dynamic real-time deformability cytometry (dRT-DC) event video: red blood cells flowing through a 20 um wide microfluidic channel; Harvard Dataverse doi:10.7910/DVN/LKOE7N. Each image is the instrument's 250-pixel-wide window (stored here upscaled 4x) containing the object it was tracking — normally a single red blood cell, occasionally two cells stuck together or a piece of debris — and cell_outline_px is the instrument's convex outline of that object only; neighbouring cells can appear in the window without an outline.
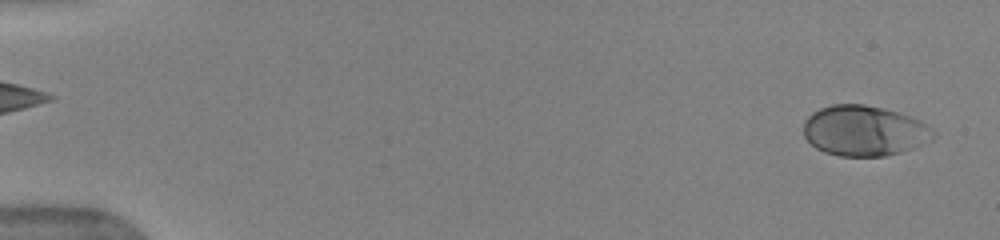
{"species": "human", "species_latin": "Homo sapiens", "temperature_condition": "warm", "stored_images_in_passage": 52, "camera_frame_rate_fps": 3000, "um_per_image_px": 0.085, "donor": {"sex": "female"}, "frame": {"image": 1, "passage_image": 3, "time_ms": 0.667, "image_size_px": [1000, 240], "cell_outline_px": [[936, 136], [932, 140], [912, 148], [900, 152], [884, 156], [840, 156], [824, 152], [816, 148], [804, 136], [804, 120], [812, 112], [820, 108], [832, 104], [864, 104], [884, 108], [920, 120], [932, 128], [936, 132]], "centroid_in_image_um": [73.46, 11.11], "position_along_channel_um": 11.5, "area_um2": 38.21}}
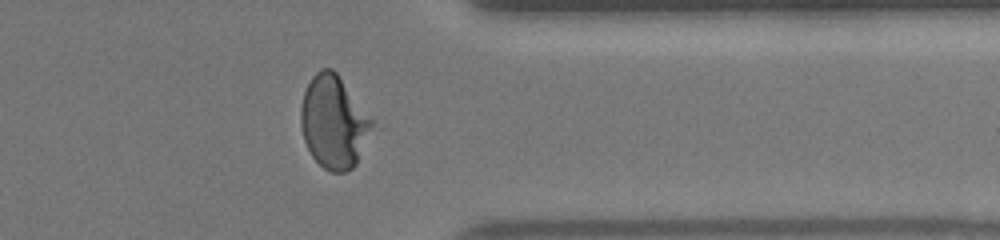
{"frame": {"image": 2, "passage_image": 43, "time_ms": 14.0, "image_size_px": [1000, 240], "cell_outline_px": [[372, 124], [356, 164], [352, 168], [344, 172], [332, 172], [324, 168], [312, 156], [304, 140], [300, 124], [300, 108], [304, 92], [312, 76], [320, 68], [332, 68], [336, 72], [372, 120]], "centroid_in_image_um": [28.31, 10.36], "position_along_channel_um": 383.1, "area_um2": 37.63}}
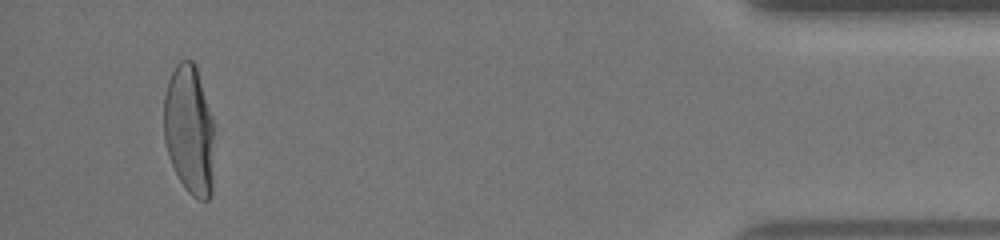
{"frame": {"image": 3, "passage_image": 50, "time_ms": 16.333, "image_size_px": [1000, 240], "cell_outline_px": [[216, 128], [212, 192], [208, 200], [196, 200], [184, 188], [168, 156], [164, 140], [164, 96], [168, 80], [176, 64], [180, 60], [192, 60], [196, 64], [216, 124]], "centroid_in_image_um": [16.14, 11.05], "position_along_channel_um": 419.1, "area_um2": 39.54}, "authors_computed_cell_mechanics": {"area_um2": 36.8764, "velocity_mm_per_s": 3.9332, "shape_relaxation_time_tau1_ms": 3.1113, "shape_relaxation_time_tau2_ms": null, "deformation_change_tau1": 0.1936, "deformation_change_tau2": null}}